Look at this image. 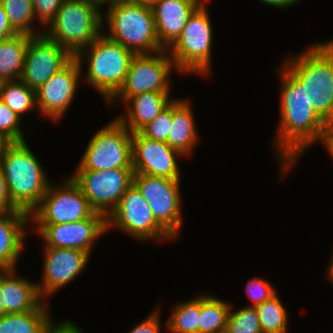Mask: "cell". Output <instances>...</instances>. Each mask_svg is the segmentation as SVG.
I'll list each match as a JSON object with an SVG mask.
<instances>
[{
	"mask_svg": "<svg viewBox=\"0 0 333 333\" xmlns=\"http://www.w3.org/2000/svg\"><path fill=\"white\" fill-rule=\"evenodd\" d=\"M105 7L107 15L102 14V29L107 24L110 32L106 33L104 29L102 33L107 37L119 42L134 54H150L164 50L157 37L151 6L119 0Z\"/></svg>",
	"mask_w": 333,
	"mask_h": 333,
	"instance_id": "4",
	"label": "cell"
},
{
	"mask_svg": "<svg viewBox=\"0 0 333 333\" xmlns=\"http://www.w3.org/2000/svg\"><path fill=\"white\" fill-rule=\"evenodd\" d=\"M260 2L279 9L289 8L300 3L302 0H259Z\"/></svg>",
	"mask_w": 333,
	"mask_h": 333,
	"instance_id": "40",
	"label": "cell"
},
{
	"mask_svg": "<svg viewBox=\"0 0 333 333\" xmlns=\"http://www.w3.org/2000/svg\"><path fill=\"white\" fill-rule=\"evenodd\" d=\"M94 212L78 184L68 176L59 186L49 184L40 204L30 213V226L72 223Z\"/></svg>",
	"mask_w": 333,
	"mask_h": 333,
	"instance_id": "12",
	"label": "cell"
},
{
	"mask_svg": "<svg viewBox=\"0 0 333 333\" xmlns=\"http://www.w3.org/2000/svg\"><path fill=\"white\" fill-rule=\"evenodd\" d=\"M17 272V268L0 269V295L7 314L33 311L45 301L36 281L17 276Z\"/></svg>",
	"mask_w": 333,
	"mask_h": 333,
	"instance_id": "20",
	"label": "cell"
},
{
	"mask_svg": "<svg viewBox=\"0 0 333 333\" xmlns=\"http://www.w3.org/2000/svg\"><path fill=\"white\" fill-rule=\"evenodd\" d=\"M0 2L3 5L11 27L17 33L31 36L43 33V31L40 32L35 27L37 19L33 11L32 0H0Z\"/></svg>",
	"mask_w": 333,
	"mask_h": 333,
	"instance_id": "29",
	"label": "cell"
},
{
	"mask_svg": "<svg viewBox=\"0 0 333 333\" xmlns=\"http://www.w3.org/2000/svg\"><path fill=\"white\" fill-rule=\"evenodd\" d=\"M331 257H332V258H330L331 262L328 263L329 267H327V269H326V271H327L326 276L328 279H330L329 281H331L333 284V254Z\"/></svg>",
	"mask_w": 333,
	"mask_h": 333,
	"instance_id": "43",
	"label": "cell"
},
{
	"mask_svg": "<svg viewBox=\"0 0 333 333\" xmlns=\"http://www.w3.org/2000/svg\"><path fill=\"white\" fill-rule=\"evenodd\" d=\"M321 144L327 149L329 155L333 159V124H329L326 128Z\"/></svg>",
	"mask_w": 333,
	"mask_h": 333,
	"instance_id": "41",
	"label": "cell"
},
{
	"mask_svg": "<svg viewBox=\"0 0 333 333\" xmlns=\"http://www.w3.org/2000/svg\"><path fill=\"white\" fill-rule=\"evenodd\" d=\"M184 158L166 142L144 137L140 132L132 135V166L134 173L181 180L178 158Z\"/></svg>",
	"mask_w": 333,
	"mask_h": 333,
	"instance_id": "18",
	"label": "cell"
},
{
	"mask_svg": "<svg viewBox=\"0 0 333 333\" xmlns=\"http://www.w3.org/2000/svg\"><path fill=\"white\" fill-rule=\"evenodd\" d=\"M308 47L288 54L283 65L301 82L316 113L333 124V39Z\"/></svg>",
	"mask_w": 333,
	"mask_h": 333,
	"instance_id": "2",
	"label": "cell"
},
{
	"mask_svg": "<svg viewBox=\"0 0 333 333\" xmlns=\"http://www.w3.org/2000/svg\"><path fill=\"white\" fill-rule=\"evenodd\" d=\"M12 203L22 211L31 213L47 192L50 180L39 159L25 141L12 142L1 161Z\"/></svg>",
	"mask_w": 333,
	"mask_h": 333,
	"instance_id": "3",
	"label": "cell"
},
{
	"mask_svg": "<svg viewBox=\"0 0 333 333\" xmlns=\"http://www.w3.org/2000/svg\"><path fill=\"white\" fill-rule=\"evenodd\" d=\"M161 311L156 307V310L131 329L128 333H161Z\"/></svg>",
	"mask_w": 333,
	"mask_h": 333,
	"instance_id": "36",
	"label": "cell"
},
{
	"mask_svg": "<svg viewBox=\"0 0 333 333\" xmlns=\"http://www.w3.org/2000/svg\"><path fill=\"white\" fill-rule=\"evenodd\" d=\"M6 313V309L3 303V298L0 295V317L4 316Z\"/></svg>",
	"mask_w": 333,
	"mask_h": 333,
	"instance_id": "45",
	"label": "cell"
},
{
	"mask_svg": "<svg viewBox=\"0 0 333 333\" xmlns=\"http://www.w3.org/2000/svg\"><path fill=\"white\" fill-rule=\"evenodd\" d=\"M12 143V141L0 132V161L7 149V147Z\"/></svg>",
	"mask_w": 333,
	"mask_h": 333,
	"instance_id": "42",
	"label": "cell"
},
{
	"mask_svg": "<svg viewBox=\"0 0 333 333\" xmlns=\"http://www.w3.org/2000/svg\"><path fill=\"white\" fill-rule=\"evenodd\" d=\"M17 34V32L11 27L3 5L0 2V40L10 38Z\"/></svg>",
	"mask_w": 333,
	"mask_h": 333,
	"instance_id": "39",
	"label": "cell"
},
{
	"mask_svg": "<svg viewBox=\"0 0 333 333\" xmlns=\"http://www.w3.org/2000/svg\"><path fill=\"white\" fill-rule=\"evenodd\" d=\"M166 321L167 330L171 333H199L201 295L194 296L185 302H179L171 308Z\"/></svg>",
	"mask_w": 333,
	"mask_h": 333,
	"instance_id": "27",
	"label": "cell"
},
{
	"mask_svg": "<svg viewBox=\"0 0 333 333\" xmlns=\"http://www.w3.org/2000/svg\"><path fill=\"white\" fill-rule=\"evenodd\" d=\"M206 0H158L151 5L160 45L168 49L193 12Z\"/></svg>",
	"mask_w": 333,
	"mask_h": 333,
	"instance_id": "19",
	"label": "cell"
},
{
	"mask_svg": "<svg viewBox=\"0 0 333 333\" xmlns=\"http://www.w3.org/2000/svg\"><path fill=\"white\" fill-rule=\"evenodd\" d=\"M0 100L3 101L18 117L37 110L36 90L29 88L21 79L4 81L0 87Z\"/></svg>",
	"mask_w": 333,
	"mask_h": 333,
	"instance_id": "28",
	"label": "cell"
},
{
	"mask_svg": "<svg viewBox=\"0 0 333 333\" xmlns=\"http://www.w3.org/2000/svg\"><path fill=\"white\" fill-rule=\"evenodd\" d=\"M44 260L38 290L45 301L58 289H62L86 269L91 255L76 249H63L44 246ZM47 298V300H46Z\"/></svg>",
	"mask_w": 333,
	"mask_h": 333,
	"instance_id": "17",
	"label": "cell"
},
{
	"mask_svg": "<svg viewBox=\"0 0 333 333\" xmlns=\"http://www.w3.org/2000/svg\"><path fill=\"white\" fill-rule=\"evenodd\" d=\"M231 304L225 333H262L256 307L245 306L233 311Z\"/></svg>",
	"mask_w": 333,
	"mask_h": 333,
	"instance_id": "31",
	"label": "cell"
},
{
	"mask_svg": "<svg viewBox=\"0 0 333 333\" xmlns=\"http://www.w3.org/2000/svg\"><path fill=\"white\" fill-rule=\"evenodd\" d=\"M29 222L30 214L25 211L0 212V269L18 268Z\"/></svg>",
	"mask_w": 333,
	"mask_h": 333,
	"instance_id": "21",
	"label": "cell"
},
{
	"mask_svg": "<svg viewBox=\"0 0 333 333\" xmlns=\"http://www.w3.org/2000/svg\"><path fill=\"white\" fill-rule=\"evenodd\" d=\"M20 123L21 118L0 100V132L12 142L25 141Z\"/></svg>",
	"mask_w": 333,
	"mask_h": 333,
	"instance_id": "33",
	"label": "cell"
},
{
	"mask_svg": "<svg viewBox=\"0 0 333 333\" xmlns=\"http://www.w3.org/2000/svg\"><path fill=\"white\" fill-rule=\"evenodd\" d=\"M256 309L262 333H288V314L277 293Z\"/></svg>",
	"mask_w": 333,
	"mask_h": 333,
	"instance_id": "30",
	"label": "cell"
},
{
	"mask_svg": "<svg viewBox=\"0 0 333 333\" xmlns=\"http://www.w3.org/2000/svg\"><path fill=\"white\" fill-rule=\"evenodd\" d=\"M47 306L44 301L33 311L5 314L0 317V333H45L54 319Z\"/></svg>",
	"mask_w": 333,
	"mask_h": 333,
	"instance_id": "25",
	"label": "cell"
},
{
	"mask_svg": "<svg viewBox=\"0 0 333 333\" xmlns=\"http://www.w3.org/2000/svg\"><path fill=\"white\" fill-rule=\"evenodd\" d=\"M173 69L177 71L167 49L150 54H135L123 86L107 102L108 105L123 103L127 98L141 93L170 92Z\"/></svg>",
	"mask_w": 333,
	"mask_h": 333,
	"instance_id": "9",
	"label": "cell"
},
{
	"mask_svg": "<svg viewBox=\"0 0 333 333\" xmlns=\"http://www.w3.org/2000/svg\"><path fill=\"white\" fill-rule=\"evenodd\" d=\"M33 11L37 21L45 29L55 18L57 11L64 0H32Z\"/></svg>",
	"mask_w": 333,
	"mask_h": 333,
	"instance_id": "35",
	"label": "cell"
},
{
	"mask_svg": "<svg viewBox=\"0 0 333 333\" xmlns=\"http://www.w3.org/2000/svg\"><path fill=\"white\" fill-rule=\"evenodd\" d=\"M37 225V226H35ZM34 233L42 237L44 246L76 249L92 254L93 246L107 230V217L94 212L89 218L62 224H35Z\"/></svg>",
	"mask_w": 333,
	"mask_h": 333,
	"instance_id": "14",
	"label": "cell"
},
{
	"mask_svg": "<svg viewBox=\"0 0 333 333\" xmlns=\"http://www.w3.org/2000/svg\"><path fill=\"white\" fill-rule=\"evenodd\" d=\"M135 54L104 33L74 58L82 66L87 60L85 83L92 86L108 102L123 86Z\"/></svg>",
	"mask_w": 333,
	"mask_h": 333,
	"instance_id": "5",
	"label": "cell"
},
{
	"mask_svg": "<svg viewBox=\"0 0 333 333\" xmlns=\"http://www.w3.org/2000/svg\"><path fill=\"white\" fill-rule=\"evenodd\" d=\"M32 36L17 33L10 38L0 40V80L13 81L21 78L25 53Z\"/></svg>",
	"mask_w": 333,
	"mask_h": 333,
	"instance_id": "24",
	"label": "cell"
},
{
	"mask_svg": "<svg viewBox=\"0 0 333 333\" xmlns=\"http://www.w3.org/2000/svg\"><path fill=\"white\" fill-rule=\"evenodd\" d=\"M43 33L75 57L102 33V7L92 0H64Z\"/></svg>",
	"mask_w": 333,
	"mask_h": 333,
	"instance_id": "6",
	"label": "cell"
},
{
	"mask_svg": "<svg viewBox=\"0 0 333 333\" xmlns=\"http://www.w3.org/2000/svg\"><path fill=\"white\" fill-rule=\"evenodd\" d=\"M133 184L149 203L156 222L176 240L183 225L180 180L134 173Z\"/></svg>",
	"mask_w": 333,
	"mask_h": 333,
	"instance_id": "10",
	"label": "cell"
},
{
	"mask_svg": "<svg viewBox=\"0 0 333 333\" xmlns=\"http://www.w3.org/2000/svg\"><path fill=\"white\" fill-rule=\"evenodd\" d=\"M246 294L248 295L251 303L249 306L256 307L262 304L265 300L274 296L277 291L267 280L258 277L250 279L246 283Z\"/></svg>",
	"mask_w": 333,
	"mask_h": 333,
	"instance_id": "34",
	"label": "cell"
},
{
	"mask_svg": "<svg viewBox=\"0 0 333 333\" xmlns=\"http://www.w3.org/2000/svg\"><path fill=\"white\" fill-rule=\"evenodd\" d=\"M114 227L141 243L160 239L173 240L156 222L149 203L134 184L126 190L107 217V230Z\"/></svg>",
	"mask_w": 333,
	"mask_h": 333,
	"instance_id": "11",
	"label": "cell"
},
{
	"mask_svg": "<svg viewBox=\"0 0 333 333\" xmlns=\"http://www.w3.org/2000/svg\"><path fill=\"white\" fill-rule=\"evenodd\" d=\"M230 308V302L202 294L199 333H225Z\"/></svg>",
	"mask_w": 333,
	"mask_h": 333,
	"instance_id": "26",
	"label": "cell"
},
{
	"mask_svg": "<svg viewBox=\"0 0 333 333\" xmlns=\"http://www.w3.org/2000/svg\"><path fill=\"white\" fill-rule=\"evenodd\" d=\"M19 210L11 201L7 188V182L4 177L2 167L0 166V212Z\"/></svg>",
	"mask_w": 333,
	"mask_h": 333,
	"instance_id": "37",
	"label": "cell"
},
{
	"mask_svg": "<svg viewBox=\"0 0 333 333\" xmlns=\"http://www.w3.org/2000/svg\"><path fill=\"white\" fill-rule=\"evenodd\" d=\"M280 65L276 70L281 83L280 118L273 144L282 171L279 179L284 181L300 155L316 141L322 143L328 124L310 105L301 82L282 63Z\"/></svg>",
	"mask_w": 333,
	"mask_h": 333,
	"instance_id": "1",
	"label": "cell"
},
{
	"mask_svg": "<svg viewBox=\"0 0 333 333\" xmlns=\"http://www.w3.org/2000/svg\"><path fill=\"white\" fill-rule=\"evenodd\" d=\"M173 101L139 132L146 138L167 142L172 127Z\"/></svg>",
	"mask_w": 333,
	"mask_h": 333,
	"instance_id": "32",
	"label": "cell"
},
{
	"mask_svg": "<svg viewBox=\"0 0 333 333\" xmlns=\"http://www.w3.org/2000/svg\"><path fill=\"white\" fill-rule=\"evenodd\" d=\"M132 135L113 119L90 139L75 170L133 169Z\"/></svg>",
	"mask_w": 333,
	"mask_h": 333,
	"instance_id": "8",
	"label": "cell"
},
{
	"mask_svg": "<svg viewBox=\"0 0 333 333\" xmlns=\"http://www.w3.org/2000/svg\"><path fill=\"white\" fill-rule=\"evenodd\" d=\"M133 169L75 170L71 178L78 184L91 208L108 217L133 184Z\"/></svg>",
	"mask_w": 333,
	"mask_h": 333,
	"instance_id": "13",
	"label": "cell"
},
{
	"mask_svg": "<svg viewBox=\"0 0 333 333\" xmlns=\"http://www.w3.org/2000/svg\"><path fill=\"white\" fill-rule=\"evenodd\" d=\"M130 1L151 6L153 3H155L158 0H130Z\"/></svg>",
	"mask_w": 333,
	"mask_h": 333,
	"instance_id": "44",
	"label": "cell"
},
{
	"mask_svg": "<svg viewBox=\"0 0 333 333\" xmlns=\"http://www.w3.org/2000/svg\"><path fill=\"white\" fill-rule=\"evenodd\" d=\"M204 1L187 20L180 36L167 49L180 75H209L212 64L213 27ZM206 5V6H205ZM188 73V74H187Z\"/></svg>",
	"mask_w": 333,
	"mask_h": 333,
	"instance_id": "7",
	"label": "cell"
},
{
	"mask_svg": "<svg viewBox=\"0 0 333 333\" xmlns=\"http://www.w3.org/2000/svg\"><path fill=\"white\" fill-rule=\"evenodd\" d=\"M82 66L73 58L36 90L38 113L59 122L74 101L82 74Z\"/></svg>",
	"mask_w": 333,
	"mask_h": 333,
	"instance_id": "15",
	"label": "cell"
},
{
	"mask_svg": "<svg viewBox=\"0 0 333 333\" xmlns=\"http://www.w3.org/2000/svg\"><path fill=\"white\" fill-rule=\"evenodd\" d=\"M192 109L188 100H173L172 127L166 143L184 157L193 153L199 140Z\"/></svg>",
	"mask_w": 333,
	"mask_h": 333,
	"instance_id": "23",
	"label": "cell"
},
{
	"mask_svg": "<svg viewBox=\"0 0 333 333\" xmlns=\"http://www.w3.org/2000/svg\"><path fill=\"white\" fill-rule=\"evenodd\" d=\"M170 92H147L127 98L125 114L115 117L131 133L139 132L153 121L174 99Z\"/></svg>",
	"mask_w": 333,
	"mask_h": 333,
	"instance_id": "22",
	"label": "cell"
},
{
	"mask_svg": "<svg viewBox=\"0 0 333 333\" xmlns=\"http://www.w3.org/2000/svg\"><path fill=\"white\" fill-rule=\"evenodd\" d=\"M73 58L65 48L44 33L32 36L28 42L20 79L29 88L37 90Z\"/></svg>",
	"mask_w": 333,
	"mask_h": 333,
	"instance_id": "16",
	"label": "cell"
},
{
	"mask_svg": "<svg viewBox=\"0 0 333 333\" xmlns=\"http://www.w3.org/2000/svg\"><path fill=\"white\" fill-rule=\"evenodd\" d=\"M77 323L71 320L61 321L60 323L52 322L47 326L45 333H84Z\"/></svg>",
	"mask_w": 333,
	"mask_h": 333,
	"instance_id": "38",
	"label": "cell"
}]
</instances>
